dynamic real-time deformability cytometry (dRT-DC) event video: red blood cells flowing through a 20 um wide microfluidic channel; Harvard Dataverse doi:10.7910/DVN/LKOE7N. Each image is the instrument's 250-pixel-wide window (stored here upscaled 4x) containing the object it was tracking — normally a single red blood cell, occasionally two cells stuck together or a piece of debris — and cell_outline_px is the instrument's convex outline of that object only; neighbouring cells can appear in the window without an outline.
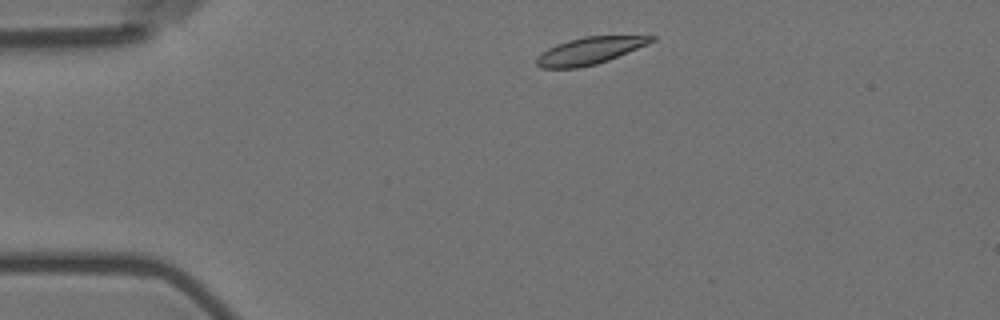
{"species": "Egyptian fruit bat (a non-hibernating species)", "species_latin": "Rousettus aegyptiacus", "temperature_condition": "room temperature", "stored_images_in_passage": 3, "camera_frame_rate_fps": 3000, "um_per_image_px": 0.085, "animal": {"sex": "female"}, "frame": {"image": 1, "passage_image": 1, "time_ms": 0.0, "image_size_px": [1000, 320], "cell_outline_px": [[656, 40], [648, 44], [608, 60], [596, 64], [580, 68], [540, 68], [536, 64], [536, 56], [540, 52], [556, 44], [568, 40], [584, 36], [656, 36]], "centroid_in_image_um": [50.07, 4.32], "position_along_channel_um": 34.9, "area_um2": 18.15}}
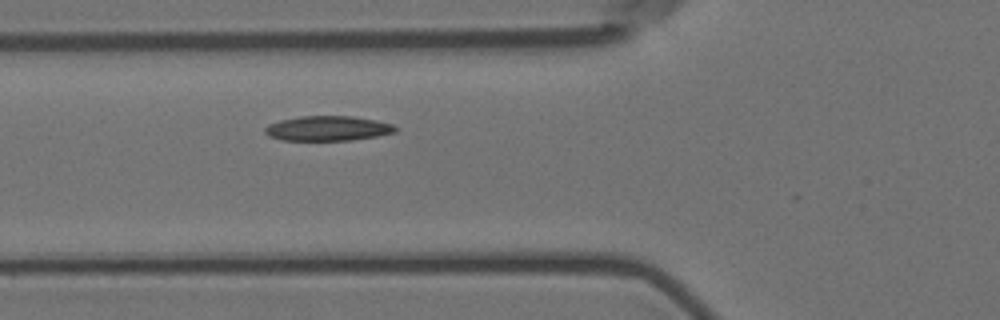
{"frame": {"image": 2, "passage_image": 3, "time_ms": 0.667, "image_size_px": [1000, 320], "cell_outline_px": [[396, 132], [376, 136], [352, 140], [280, 140], [268, 136], [264, 132], [264, 128], [268, 124], [280, 120], [300, 116], [352, 116], [376, 120], [392, 124], [396, 128]], "centroid_in_image_um": [27.82, 10.91], "position_along_channel_um": 98.0, "area_um2": 18.9}}